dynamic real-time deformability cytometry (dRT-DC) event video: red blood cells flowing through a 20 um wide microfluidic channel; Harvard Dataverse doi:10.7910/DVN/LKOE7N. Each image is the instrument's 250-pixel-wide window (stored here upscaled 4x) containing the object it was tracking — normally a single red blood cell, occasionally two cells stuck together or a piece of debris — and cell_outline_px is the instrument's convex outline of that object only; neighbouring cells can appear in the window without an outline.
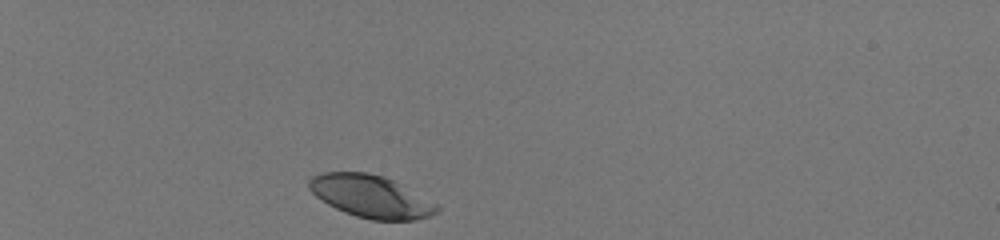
{"species": "human", "species_latin": "Homo sapiens", "temperature_condition": "room temperature", "stored_images_in_passage": 33, "camera_frame_rate_fps": 3000, "um_per_image_px": 0.085, "donor": {"sex": "male"}, "frame": {"image": 1, "passage_image": 1, "time_ms": 0.0, "image_size_px": [1000, 240], "cell_outline_px": [[440, 208], [436, 212], [428, 216], [416, 220], [372, 220], [356, 216], [344, 212], [328, 204], [316, 196], [308, 188], [308, 180], [312, 176], [324, 172], [368, 172], [384, 176], [440, 204]], "centroid_in_image_um": [31.53, 16.69], "position_along_channel_um": 53.5, "area_um2": 31.62}}
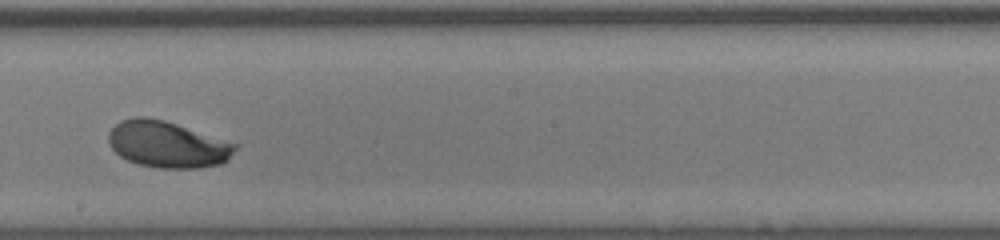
{"frame": {"image": 2, "passage_image": 19, "time_ms": 6.0, "image_size_px": [1000, 240], "cell_outline_px": [[240, 144], [228, 160], [220, 164], [200, 168], [160, 168], [140, 164], [128, 160], [120, 156], [112, 148], [108, 140], [108, 132], [120, 120], [132, 116], [144, 116], [164, 120]], "centroid_in_image_um": [14.25, 12.26], "position_along_channel_um": 234.0, "area_um2": 34.45}}
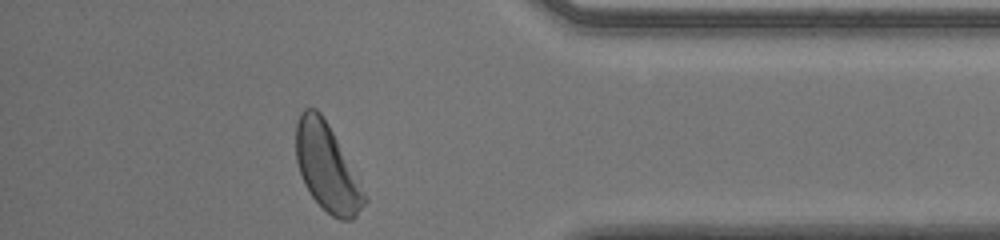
{"frame": {"image": 3, "passage_image": 33, "time_ms": 10.667, "image_size_px": [1000, 240], "cell_outline_px": [[368, 200], [356, 216], [352, 220], [340, 220], [332, 216], [312, 196], [304, 184], [296, 160], [296, 124], [300, 112], [304, 108], [316, 108], [320, 112], [328, 124], [368, 196]], "centroid_in_image_um": [27.8, 14.24], "position_along_channel_um": 407.4, "area_um2": 34.51}, "authors_computed_cell_mechanics": {"area_um2": 33.7552, "velocity_mm_per_s": 3.9805, "shape_relaxation_time_tau1_ms": 2.6766, "shape_relaxation_time_tau2_ms": null, "deformation_change_tau1": 0.1607, "deformation_change_tau2": null}}